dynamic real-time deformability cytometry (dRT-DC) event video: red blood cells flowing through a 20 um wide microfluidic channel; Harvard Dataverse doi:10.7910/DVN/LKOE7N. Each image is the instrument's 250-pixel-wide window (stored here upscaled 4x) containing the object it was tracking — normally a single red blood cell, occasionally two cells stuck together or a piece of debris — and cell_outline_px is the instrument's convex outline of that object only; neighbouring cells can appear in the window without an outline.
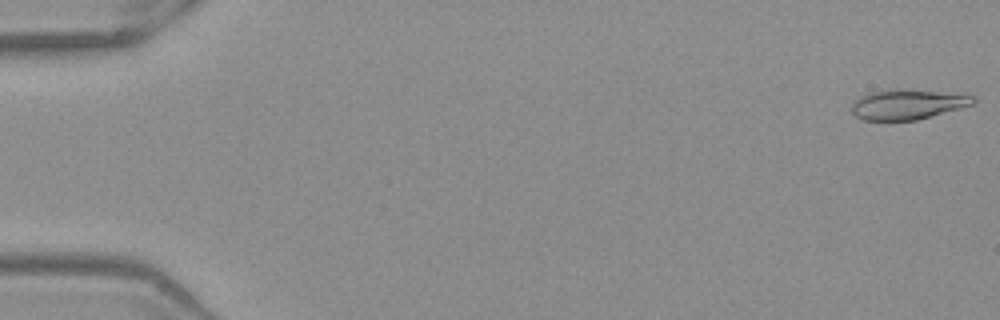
{"species": "Egyptian fruit bat (a non-hibernating species)", "species_latin": "Rousettus aegyptiacus", "temperature_condition": "warm", "stored_images_in_passage": 52, "camera_frame_rate_fps": 3000, "um_per_image_px": 0.085, "frame": {"image": 1, "passage_image": 1, "time_ms": 0.0, "image_size_px": [1000, 320], "cell_outline_px": [[976, 100], [972, 104], [960, 108], [916, 120], [864, 120], [856, 116], [852, 112], [852, 104], [860, 96], [868, 92], [896, 88], [936, 92], [972, 96]], "centroid_in_image_um": [77.07, 8.87], "position_along_channel_um": 7.9, "area_um2": 20.87}}
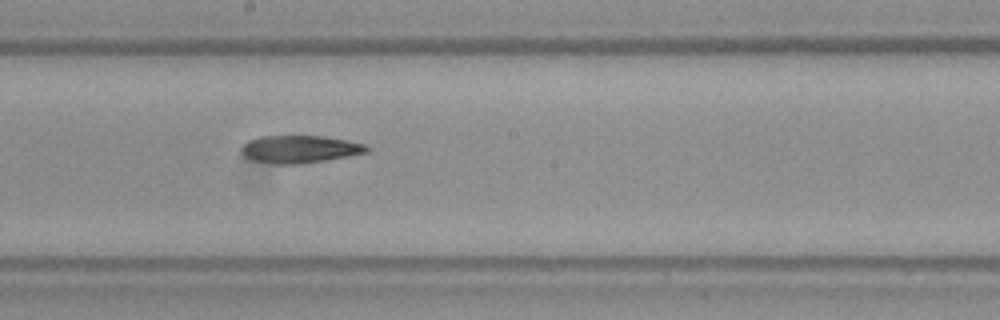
{"frame": {"image": 2, "passage_image": 29, "time_ms": 9.333, "image_size_px": [1000, 320], "cell_outline_px": [[372, 148], [368, 152], [348, 156], [300, 164], [276, 164], [252, 160], [244, 156], [240, 152], [240, 148], [248, 140], [260, 136], [324, 136], [348, 140], [364, 144]], "centroid_in_image_um": [25.47, 12.67], "position_along_channel_um": 222.7, "area_um2": 20.23}}
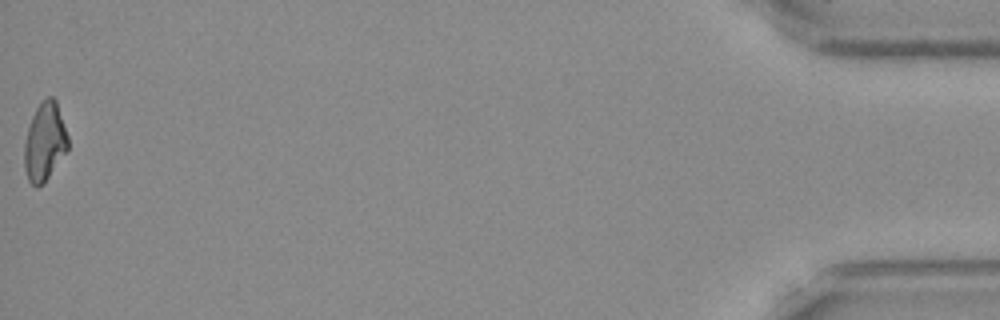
{"frame": {"image": 3, "passage_image": 52, "time_ms": 17.0, "image_size_px": [1000, 320], "cell_outline_px": [[68, 148], [44, 184], [36, 188], [28, 180], [24, 168], [24, 144], [28, 128], [32, 116], [36, 108], [48, 96], [52, 96], [56, 100], [68, 136]], "centroid_in_image_um": [3.79, 12.08], "position_along_channel_um": 431.4, "area_um2": 19.83}}